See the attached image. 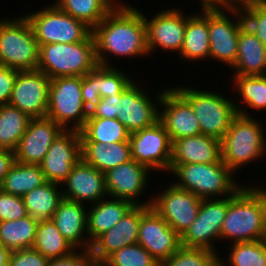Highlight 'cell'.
<instances>
[{"label":"cell","instance_id":"cell-9","mask_svg":"<svg viewBox=\"0 0 266 266\" xmlns=\"http://www.w3.org/2000/svg\"><path fill=\"white\" fill-rule=\"evenodd\" d=\"M88 116L81 95V76L52 78L46 117L63 129L80 130Z\"/></svg>","mask_w":266,"mask_h":266},{"label":"cell","instance_id":"cell-15","mask_svg":"<svg viewBox=\"0 0 266 266\" xmlns=\"http://www.w3.org/2000/svg\"><path fill=\"white\" fill-rule=\"evenodd\" d=\"M51 79L42 71H18L8 104L24 112L29 118L47 116Z\"/></svg>","mask_w":266,"mask_h":266},{"label":"cell","instance_id":"cell-8","mask_svg":"<svg viewBox=\"0 0 266 266\" xmlns=\"http://www.w3.org/2000/svg\"><path fill=\"white\" fill-rule=\"evenodd\" d=\"M38 45L85 41L92 28L59 9L54 3L26 14Z\"/></svg>","mask_w":266,"mask_h":266},{"label":"cell","instance_id":"cell-36","mask_svg":"<svg viewBox=\"0 0 266 266\" xmlns=\"http://www.w3.org/2000/svg\"><path fill=\"white\" fill-rule=\"evenodd\" d=\"M32 249L54 259L70 255L76 248L61 235L52 220H46L38 222Z\"/></svg>","mask_w":266,"mask_h":266},{"label":"cell","instance_id":"cell-13","mask_svg":"<svg viewBox=\"0 0 266 266\" xmlns=\"http://www.w3.org/2000/svg\"><path fill=\"white\" fill-rule=\"evenodd\" d=\"M158 193L151 196L152 208L182 236L196 219L202 199L175 184Z\"/></svg>","mask_w":266,"mask_h":266},{"label":"cell","instance_id":"cell-20","mask_svg":"<svg viewBox=\"0 0 266 266\" xmlns=\"http://www.w3.org/2000/svg\"><path fill=\"white\" fill-rule=\"evenodd\" d=\"M162 93L159 103V121L169 134L171 142L201 134L200 126L192 106L173 88Z\"/></svg>","mask_w":266,"mask_h":266},{"label":"cell","instance_id":"cell-18","mask_svg":"<svg viewBox=\"0 0 266 266\" xmlns=\"http://www.w3.org/2000/svg\"><path fill=\"white\" fill-rule=\"evenodd\" d=\"M151 170L143 164L131 159L105 173L108 196L131 202L134 206H151L152 199L140 200L148 187Z\"/></svg>","mask_w":266,"mask_h":266},{"label":"cell","instance_id":"cell-42","mask_svg":"<svg viewBox=\"0 0 266 266\" xmlns=\"http://www.w3.org/2000/svg\"><path fill=\"white\" fill-rule=\"evenodd\" d=\"M245 26L259 38L266 47V2L241 9Z\"/></svg>","mask_w":266,"mask_h":266},{"label":"cell","instance_id":"cell-5","mask_svg":"<svg viewBox=\"0 0 266 266\" xmlns=\"http://www.w3.org/2000/svg\"><path fill=\"white\" fill-rule=\"evenodd\" d=\"M98 66L94 37L75 43H51L39 46L37 69L50 79L85 76Z\"/></svg>","mask_w":266,"mask_h":266},{"label":"cell","instance_id":"cell-30","mask_svg":"<svg viewBox=\"0 0 266 266\" xmlns=\"http://www.w3.org/2000/svg\"><path fill=\"white\" fill-rule=\"evenodd\" d=\"M60 186V187H59ZM28 215L38 222L51 220L59 202L63 199L60 184L46 182L22 196Z\"/></svg>","mask_w":266,"mask_h":266},{"label":"cell","instance_id":"cell-21","mask_svg":"<svg viewBox=\"0 0 266 266\" xmlns=\"http://www.w3.org/2000/svg\"><path fill=\"white\" fill-rule=\"evenodd\" d=\"M66 185V186H65ZM63 198L92 205L108 196L105 173L86 163L82 158L72 167L61 184Z\"/></svg>","mask_w":266,"mask_h":266},{"label":"cell","instance_id":"cell-51","mask_svg":"<svg viewBox=\"0 0 266 266\" xmlns=\"http://www.w3.org/2000/svg\"><path fill=\"white\" fill-rule=\"evenodd\" d=\"M11 251L0 244V266H8Z\"/></svg>","mask_w":266,"mask_h":266},{"label":"cell","instance_id":"cell-2","mask_svg":"<svg viewBox=\"0 0 266 266\" xmlns=\"http://www.w3.org/2000/svg\"><path fill=\"white\" fill-rule=\"evenodd\" d=\"M252 242L266 239L265 188L242 186L229 196V205L221 226V240Z\"/></svg>","mask_w":266,"mask_h":266},{"label":"cell","instance_id":"cell-44","mask_svg":"<svg viewBox=\"0 0 266 266\" xmlns=\"http://www.w3.org/2000/svg\"><path fill=\"white\" fill-rule=\"evenodd\" d=\"M81 95L88 113L101 101L98 87V66L85 76L81 77Z\"/></svg>","mask_w":266,"mask_h":266},{"label":"cell","instance_id":"cell-16","mask_svg":"<svg viewBox=\"0 0 266 266\" xmlns=\"http://www.w3.org/2000/svg\"><path fill=\"white\" fill-rule=\"evenodd\" d=\"M137 243L161 264L181 247V236L152 206H141Z\"/></svg>","mask_w":266,"mask_h":266},{"label":"cell","instance_id":"cell-32","mask_svg":"<svg viewBox=\"0 0 266 266\" xmlns=\"http://www.w3.org/2000/svg\"><path fill=\"white\" fill-rule=\"evenodd\" d=\"M46 182L39 165L22 164L16 161L4 177L0 189L6 193L22 197Z\"/></svg>","mask_w":266,"mask_h":266},{"label":"cell","instance_id":"cell-1","mask_svg":"<svg viewBox=\"0 0 266 266\" xmlns=\"http://www.w3.org/2000/svg\"><path fill=\"white\" fill-rule=\"evenodd\" d=\"M92 35L100 66L112 67L108 58L110 54L120 58L150 56L143 13L122 1L92 29Z\"/></svg>","mask_w":266,"mask_h":266},{"label":"cell","instance_id":"cell-19","mask_svg":"<svg viewBox=\"0 0 266 266\" xmlns=\"http://www.w3.org/2000/svg\"><path fill=\"white\" fill-rule=\"evenodd\" d=\"M187 16L178 7L161 10L151 19L143 13L149 54L154 53L159 47L180 54L185 36Z\"/></svg>","mask_w":266,"mask_h":266},{"label":"cell","instance_id":"cell-22","mask_svg":"<svg viewBox=\"0 0 266 266\" xmlns=\"http://www.w3.org/2000/svg\"><path fill=\"white\" fill-rule=\"evenodd\" d=\"M62 130L59 124L47 117L30 119L26 131L14 150L16 161L39 165Z\"/></svg>","mask_w":266,"mask_h":266},{"label":"cell","instance_id":"cell-52","mask_svg":"<svg viewBox=\"0 0 266 266\" xmlns=\"http://www.w3.org/2000/svg\"><path fill=\"white\" fill-rule=\"evenodd\" d=\"M83 266H109L105 260L89 257Z\"/></svg>","mask_w":266,"mask_h":266},{"label":"cell","instance_id":"cell-33","mask_svg":"<svg viewBox=\"0 0 266 266\" xmlns=\"http://www.w3.org/2000/svg\"><path fill=\"white\" fill-rule=\"evenodd\" d=\"M119 3L117 0H56L54 4L73 18L97 26Z\"/></svg>","mask_w":266,"mask_h":266},{"label":"cell","instance_id":"cell-35","mask_svg":"<svg viewBox=\"0 0 266 266\" xmlns=\"http://www.w3.org/2000/svg\"><path fill=\"white\" fill-rule=\"evenodd\" d=\"M38 221L30 215L0 222V244L10 251L32 248Z\"/></svg>","mask_w":266,"mask_h":266},{"label":"cell","instance_id":"cell-25","mask_svg":"<svg viewBox=\"0 0 266 266\" xmlns=\"http://www.w3.org/2000/svg\"><path fill=\"white\" fill-rule=\"evenodd\" d=\"M223 162L221 140L199 134L176 139L172 142L170 164H209Z\"/></svg>","mask_w":266,"mask_h":266},{"label":"cell","instance_id":"cell-49","mask_svg":"<svg viewBox=\"0 0 266 266\" xmlns=\"http://www.w3.org/2000/svg\"><path fill=\"white\" fill-rule=\"evenodd\" d=\"M15 162L16 158L14 151L8 149H0V185Z\"/></svg>","mask_w":266,"mask_h":266},{"label":"cell","instance_id":"cell-34","mask_svg":"<svg viewBox=\"0 0 266 266\" xmlns=\"http://www.w3.org/2000/svg\"><path fill=\"white\" fill-rule=\"evenodd\" d=\"M79 131L81 142H101L106 145L129 141L130 135L117 118H87Z\"/></svg>","mask_w":266,"mask_h":266},{"label":"cell","instance_id":"cell-27","mask_svg":"<svg viewBox=\"0 0 266 266\" xmlns=\"http://www.w3.org/2000/svg\"><path fill=\"white\" fill-rule=\"evenodd\" d=\"M134 205L126 200L103 198L87 208V236L92 243L114 227Z\"/></svg>","mask_w":266,"mask_h":266},{"label":"cell","instance_id":"cell-45","mask_svg":"<svg viewBox=\"0 0 266 266\" xmlns=\"http://www.w3.org/2000/svg\"><path fill=\"white\" fill-rule=\"evenodd\" d=\"M49 259L29 248L11 251L8 266H47Z\"/></svg>","mask_w":266,"mask_h":266},{"label":"cell","instance_id":"cell-47","mask_svg":"<svg viewBox=\"0 0 266 266\" xmlns=\"http://www.w3.org/2000/svg\"><path fill=\"white\" fill-rule=\"evenodd\" d=\"M120 94L102 98L100 103L89 113L88 118H117V102Z\"/></svg>","mask_w":266,"mask_h":266},{"label":"cell","instance_id":"cell-4","mask_svg":"<svg viewBox=\"0 0 266 266\" xmlns=\"http://www.w3.org/2000/svg\"><path fill=\"white\" fill-rule=\"evenodd\" d=\"M253 116L237 114L221 139L222 161L234 173L266 156V131Z\"/></svg>","mask_w":266,"mask_h":266},{"label":"cell","instance_id":"cell-24","mask_svg":"<svg viewBox=\"0 0 266 266\" xmlns=\"http://www.w3.org/2000/svg\"><path fill=\"white\" fill-rule=\"evenodd\" d=\"M87 208L84 204L63 198L51 217L61 235L76 249L90 250L91 248L92 243L86 235Z\"/></svg>","mask_w":266,"mask_h":266},{"label":"cell","instance_id":"cell-41","mask_svg":"<svg viewBox=\"0 0 266 266\" xmlns=\"http://www.w3.org/2000/svg\"><path fill=\"white\" fill-rule=\"evenodd\" d=\"M98 65V87L102 98L121 94L123 90L133 81L128 74L118 68Z\"/></svg>","mask_w":266,"mask_h":266},{"label":"cell","instance_id":"cell-28","mask_svg":"<svg viewBox=\"0 0 266 266\" xmlns=\"http://www.w3.org/2000/svg\"><path fill=\"white\" fill-rule=\"evenodd\" d=\"M201 13L195 12L187 16L185 36L180 57L187 61H201L209 58L210 42L208 31V5H201Z\"/></svg>","mask_w":266,"mask_h":266},{"label":"cell","instance_id":"cell-46","mask_svg":"<svg viewBox=\"0 0 266 266\" xmlns=\"http://www.w3.org/2000/svg\"><path fill=\"white\" fill-rule=\"evenodd\" d=\"M18 71L0 65V106L9 103Z\"/></svg>","mask_w":266,"mask_h":266},{"label":"cell","instance_id":"cell-29","mask_svg":"<svg viewBox=\"0 0 266 266\" xmlns=\"http://www.w3.org/2000/svg\"><path fill=\"white\" fill-rule=\"evenodd\" d=\"M82 159L102 173L131 160L130 141L106 145L101 142H81Z\"/></svg>","mask_w":266,"mask_h":266},{"label":"cell","instance_id":"cell-37","mask_svg":"<svg viewBox=\"0 0 266 266\" xmlns=\"http://www.w3.org/2000/svg\"><path fill=\"white\" fill-rule=\"evenodd\" d=\"M29 118L18 108L5 104L0 106V149L14 151L26 131Z\"/></svg>","mask_w":266,"mask_h":266},{"label":"cell","instance_id":"cell-10","mask_svg":"<svg viewBox=\"0 0 266 266\" xmlns=\"http://www.w3.org/2000/svg\"><path fill=\"white\" fill-rule=\"evenodd\" d=\"M244 25L241 9H225L208 4L209 59L219 63L222 61V64L231 68L237 59L240 29Z\"/></svg>","mask_w":266,"mask_h":266},{"label":"cell","instance_id":"cell-43","mask_svg":"<svg viewBox=\"0 0 266 266\" xmlns=\"http://www.w3.org/2000/svg\"><path fill=\"white\" fill-rule=\"evenodd\" d=\"M28 216L23 199L0 189V222Z\"/></svg>","mask_w":266,"mask_h":266},{"label":"cell","instance_id":"cell-50","mask_svg":"<svg viewBox=\"0 0 266 266\" xmlns=\"http://www.w3.org/2000/svg\"><path fill=\"white\" fill-rule=\"evenodd\" d=\"M262 2H266V0H216L214 5L225 9H242Z\"/></svg>","mask_w":266,"mask_h":266},{"label":"cell","instance_id":"cell-7","mask_svg":"<svg viewBox=\"0 0 266 266\" xmlns=\"http://www.w3.org/2000/svg\"><path fill=\"white\" fill-rule=\"evenodd\" d=\"M173 88L192 106L201 134L221 140L238 114L232 99L220 92L177 86ZM229 99V100H228Z\"/></svg>","mask_w":266,"mask_h":266},{"label":"cell","instance_id":"cell-3","mask_svg":"<svg viewBox=\"0 0 266 266\" xmlns=\"http://www.w3.org/2000/svg\"><path fill=\"white\" fill-rule=\"evenodd\" d=\"M169 172L178 179L173 184L201 199L232 196L243 186L223 162L170 164Z\"/></svg>","mask_w":266,"mask_h":266},{"label":"cell","instance_id":"cell-40","mask_svg":"<svg viewBox=\"0 0 266 266\" xmlns=\"http://www.w3.org/2000/svg\"><path fill=\"white\" fill-rule=\"evenodd\" d=\"M105 261L109 266H160L159 262L138 243L115 251Z\"/></svg>","mask_w":266,"mask_h":266},{"label":"cell","instance_id":"cell-11","mask_svg":"<svg viewBox=\"0 0 266 266\" xmlns=\"http://www.w3.org/2000/svg\"><path fill=\"white\" fill-rule=\"evenodd\" d=\"M229 205V196L202 199L198 215L181 236V246L204 248L216 253L215 240H220L221 226Z\"/></svg>","mask_w":266,"mask_h":266},{"label":"cell","instance_id":"cell-53","mask_svg":"<svg viewBox=\"0 0 266 266\" xmlns=\"http://www.w3.org/2000/svg\"><path fill=\"white\" fill-rule=\"evenodd\" d=\"M201 5H208V4H212L214 5L216 3V0H200Z\"/></svg>","mask_w":266,"mask_h":266},{"label":"cell","instance_id":"cell-12","mask_svg":"<svg viewBox=\"0 0 266 266\" xmlns=\"http://www.w3.org/2000/svg\"><path fill=\"white\" fill-rule=\"evenodd\" d=\"M131 159L151 171H170L172 142L160 121L129 135Z\"/></svg>","mask_w":266,"mask_h":266},{"label":"cell","instance_id":"cell-38","mask_svg":"<svg viewBox=\"0 0 266 266\" xmlns=\"http://www.w3.org/2000/svg\"><path fill=\"white\" fill-rule=\"evenodd\" d=\"M230 244L228 259L219 256V266H266V239Z\"/></svg>","mask_w":266,"mask_h":266},{"label":"cell","instance_id":"cell-6","mask_svg":"<svg viewBox=\"0 0 266 266\" xmlns=\"http://www.w3.org/2000/svg\"><path fill=\"white\" fill-rule=\"evenodd\" d=\"M39 45L25 17L0 19V65L19 71L36 70Z\"/></svg>","mask_w":266,"mask_h":266},{"label":"cell","instance_id":"cell-31","mask_svg":"<svg viewBox=\"0 0 266 266\" xmlns=\"http://www.w3.org/2000/svg\"><path fill=\"white\" fill-rule=\"evenodd\" d=\"M233 85H235V91L238 90V95L241 97V104H245L246 107H239V104L235 103V108L238 114L243 116H250L247 111L252 108L255 111L266 110V75H233ZM250 107V108H249ZM247 109V110H246ZM246 110V111H245Z\"/></svg>","mask_w":266,"mask_h":266},{"label":"cell","instance_id":"cell-26","mask_svg":"<svg viewBox=\"0 0 266 266\" xmlns=\"http://www.w3.org/2000/svg\"><path fill=\"white\" fill-rule=\"evenodd\" d=\"M234 75H266V47L245 25L240 29Z\"/></svg>","mask_w":266,"mask_h":266},{"label":"cell","instance_id":"cell-23","mask_svg":"<svg viewBox=\"0 0 266 266\" xmlns=\"http://www.w3.org/2000/svg\"><path fill=\"white\" fill-rule=\"evenodd\" d=\"M140 218L141 206H133L114 227L92 242L91 257L105 260L115 251L137 243Z\"/></svg>","mask_w":266,"mask_h":266},{"label":"cell","instance_id":"cell-48","mask_svg":"<svg viewBox=\"0 0 266 266\" xmlns=\"http://www.w3.org/2000/svg\"><path fill=\"white\" fill-rule=\"evenodd\" d=\"M90 256V250L75 249L65 257L49 259L47 266H83Z\"/></svg>","mask_w":266,"mask_h":266},{"label":"cell","instance_id":"cell-14","mask_svg":"<svg viewBox=\"0 0 266 266\" xmlns=\"http://www.w3.org/2000/svg\"><path fill=\"white\" fill-rule=\"evenodd\" d=\"M133 81L123 90L117 102V119L125 126L131 134L143 128L153 126L159 121V104L162 93L156 95L152 100L148 92H145L140 86Z\"/></svg>","mask_w":266,"mask_h":266},{"label":"cell","instance_id":"cell-39","mask_svg":"<svg viewBox=\"0 0 266 266\" xmlns=\"http://www.w3.org/2000/svg\"><path fill=\"white\" fill-rule=\"evenodd\" d=\"M219 256L220 254L204 248L181 246L160 266H219Z\"/></svg>","mask_w":266,"mask_h":266},{"label":"cell","instance_id":"cell-17","mask_svg":"<svg viewBox=\"0 0 266 266\" xmlns=\"http://www.w3.org/2000/svg\"><path fill=\"white\" fill-rule=\"evenodd\" d=\"M80 131L63 129L39 164L48 182L62 184L81 159Z\"/></svg>","mask_w":266,"mask_h":266}]
</instances>
